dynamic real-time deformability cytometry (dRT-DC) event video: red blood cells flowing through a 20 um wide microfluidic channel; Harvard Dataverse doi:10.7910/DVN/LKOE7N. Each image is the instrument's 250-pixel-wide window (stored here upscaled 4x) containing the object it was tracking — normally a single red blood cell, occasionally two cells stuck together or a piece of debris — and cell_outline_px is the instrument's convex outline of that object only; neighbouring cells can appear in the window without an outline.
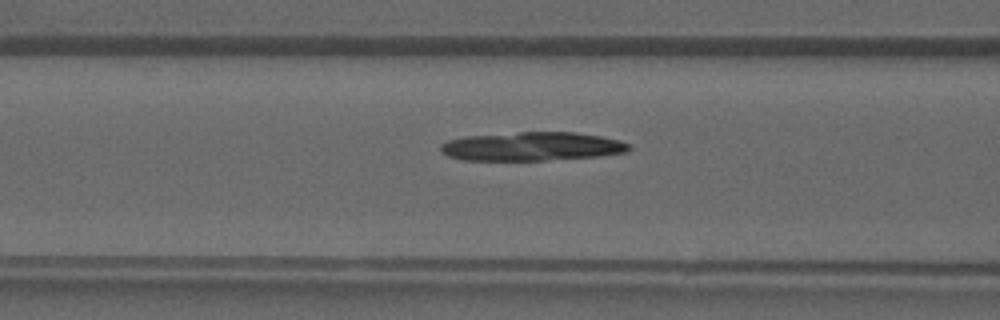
{"species": "common noctule bat (a hibernating species)", "species_latin": "Nyctalus noctula", "temperature_condition": "warm", "stored_images_in_passage": 29, "camera_frame_rate_fps": 3000, "um_per_image_px": 0.085, "animal": {"sex": "male", "forearm_length_mm": 52.5}, "frame": {"image": 1, "passage_image": 10, "time_ms": 3.0, "image_size_px": [1000, 320], "cell_outline_px": [[632, 148], [628, 152], [600, 156], [544, 160], [464, 160], [448, 156], [440, 148], [440, 144], [448, 140], [468, 136], [520, 132], [576, 132], [600, 136], [620, 140], [632, 144]], "centroid_in_image_um": [45.29, 12.44], "position_along_channel_um": 121.3, "area_um2": 31.56}}
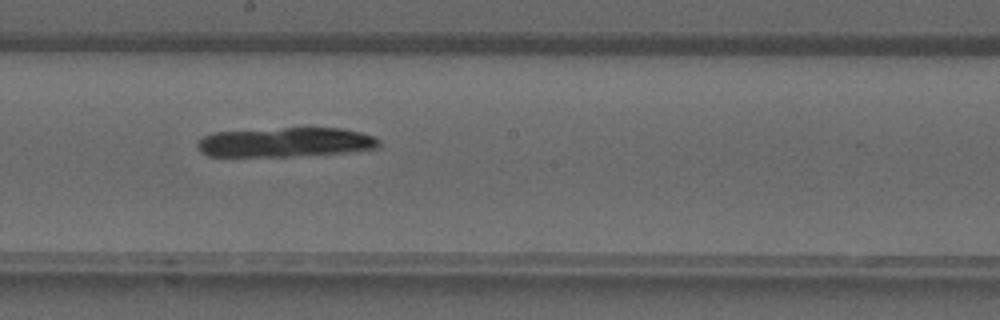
{"frame": {"image": 2, "passage_image": 16, "time_ms": 5.0, "image_size_px": [1000, 320], "cell_outline_px": [[380, 144], [376, 148], [344, 152], [292, 156], [208, 156], [200, 152], [196, 148], [196, 144], [204, 136], [212, 132], [284, 128], [340, 128], [360, 132], [372, 136], [380, 140]], "centroid_in_image_um": [24.21, 12.09], "position_along_channel_um": 224.0, "area_um2": 31.04}}
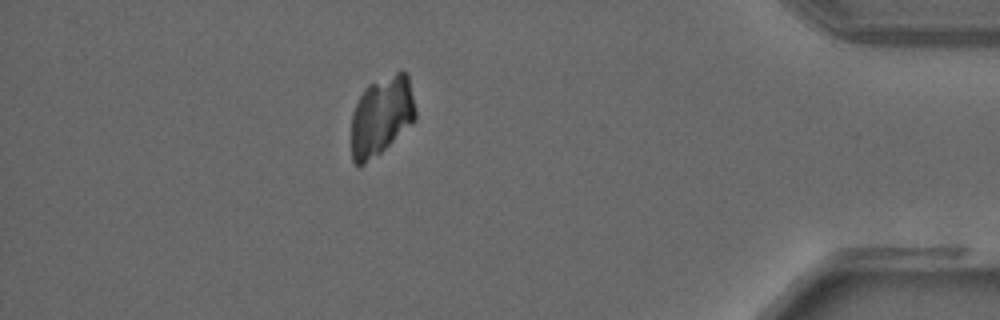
{"frame": {"image": 3, "passage_image": 29, "time_ms": 9.333, "image_size_px": [1000, 320], "cell_outline_px": [[416, 120], [412, 124], [380, 152], [360, 168], [356, 168], [352, 160], [352, 112], [364, 88], [368, 84], [400, 68], [408, 72], [416, 108]], "centroid_in_image_um": [32.44, 9.8], "position_along_channel_um": 402.8, "area_um2": 30.17}}